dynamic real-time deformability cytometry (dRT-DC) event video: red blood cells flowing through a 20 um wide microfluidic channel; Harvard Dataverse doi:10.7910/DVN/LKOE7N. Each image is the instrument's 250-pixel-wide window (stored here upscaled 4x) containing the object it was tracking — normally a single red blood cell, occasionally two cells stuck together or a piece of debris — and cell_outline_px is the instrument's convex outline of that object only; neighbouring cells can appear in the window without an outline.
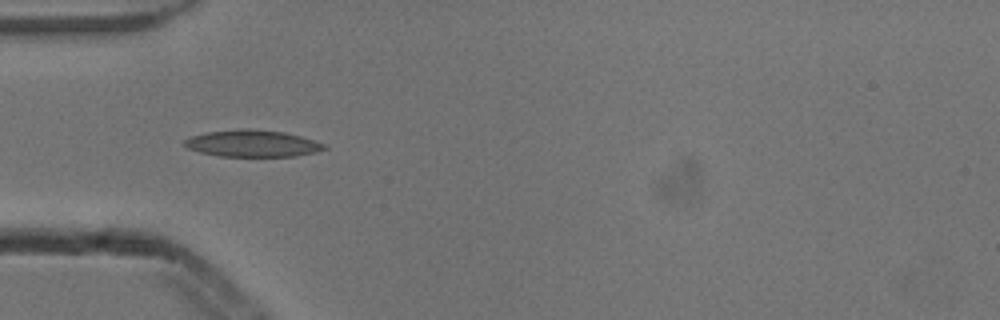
{"species": "common noctule bat (a hibernating species)", "species_latin": "Nyctalus noctula", "temperature_condition": "cold", "stored_images_in_passage": 1, "camera_frame_rate_fps": 3000, "um_per_image_px": 0.085, "animal": {"sex": "male", "body_mass_g": 13.3}, "frame": {"image": 1, "passage_image": 1, "time_ms": 0.0, "image_size_px": [1000, 320], "cell_outline_px": [[328, 148], [316, 152], [296, 156], [220, 156], [200, 152], [188, 148], [184, 144], [184, 140], [192, 136], [208, 132], [240, 128], [248, 128], [284, 132], [300, 136], [324, 144]], "centroid_in_image_um": [21.46, 12.19], "position_along_channel_um": 63.5, "area_um2": 21.68}}